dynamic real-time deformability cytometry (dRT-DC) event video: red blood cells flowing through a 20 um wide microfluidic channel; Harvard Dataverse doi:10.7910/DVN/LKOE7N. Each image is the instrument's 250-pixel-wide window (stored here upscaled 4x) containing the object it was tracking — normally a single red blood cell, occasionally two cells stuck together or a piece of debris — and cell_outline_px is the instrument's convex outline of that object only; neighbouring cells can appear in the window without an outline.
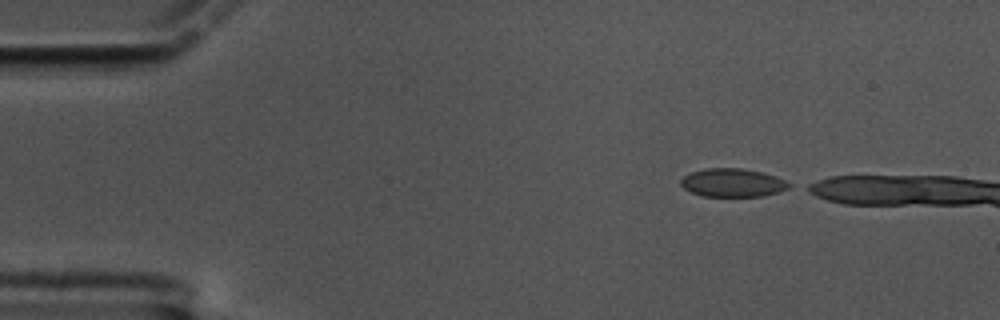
{"species": "common noctule bat (a hibernating species)", "species_latin": "Nyctalus noctula", "temperature_condition": "cold", "stored_images_in_passage": 7, "camera_frame_rate_fps": 3000, "um_per_image_px": 0.085, "animal": {"sex": "male", "body_mass_g": 17.5, "forearm_length_mm": 52.3}, "frame": {"image": 1, "passage_image": 1, "time_ms": 0.0, "image_size_px": [1000, 320], "cell_outline_px": [[792, 188], [764, 196], [704, 196], [692, 192], [684, 188], [680, 184], [680, 180], [684, 176], [692, 172], [704, 168], [740, 168], [760, 172], [776, 176], [792, 184]], "centroid_in_image_um": [62.3, 15.53], "position_along_channel_um": 22.7, "area_um2": 17.86}}